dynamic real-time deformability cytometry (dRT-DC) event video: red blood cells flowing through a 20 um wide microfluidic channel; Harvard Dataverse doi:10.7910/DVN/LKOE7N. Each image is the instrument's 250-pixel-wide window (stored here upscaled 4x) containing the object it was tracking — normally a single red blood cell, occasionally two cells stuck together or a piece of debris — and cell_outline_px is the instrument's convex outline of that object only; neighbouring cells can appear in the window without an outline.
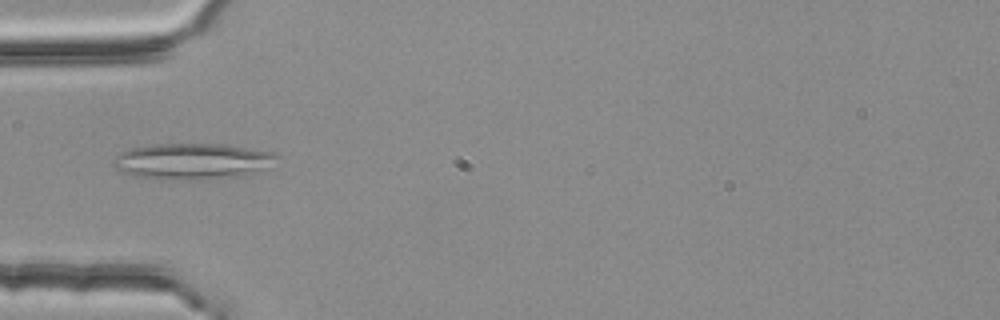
{"species": "common noctule bat (a hibernating species)", "species_latin": "Nyctalus noctula", "temperature_condition": "room temperature", "stored_images_in_passage": 1, "camera_frame_rate_fps": 3000, "um_per_image_px": 0.085, "animal": {"sex": "female", "body_mass_g": 25.1}, "frame": {"image": 1, "passage_image": 1, "time_ms": 0.0, "image_size_px": [1000, 320], "cell_outline_px": [[280, 156], [244, 176], [196, 180], [160, 180], [136, 176], [124, 172], [116, 168], [112, 164], [112, 160], [120, 152], [132, 148], [156, 144], [224, 144], [272, 152]], "centroid_in_image_um": [16.25, 13.71], "position_along_channel_um": 68.8, "area_um2": 33.99}}